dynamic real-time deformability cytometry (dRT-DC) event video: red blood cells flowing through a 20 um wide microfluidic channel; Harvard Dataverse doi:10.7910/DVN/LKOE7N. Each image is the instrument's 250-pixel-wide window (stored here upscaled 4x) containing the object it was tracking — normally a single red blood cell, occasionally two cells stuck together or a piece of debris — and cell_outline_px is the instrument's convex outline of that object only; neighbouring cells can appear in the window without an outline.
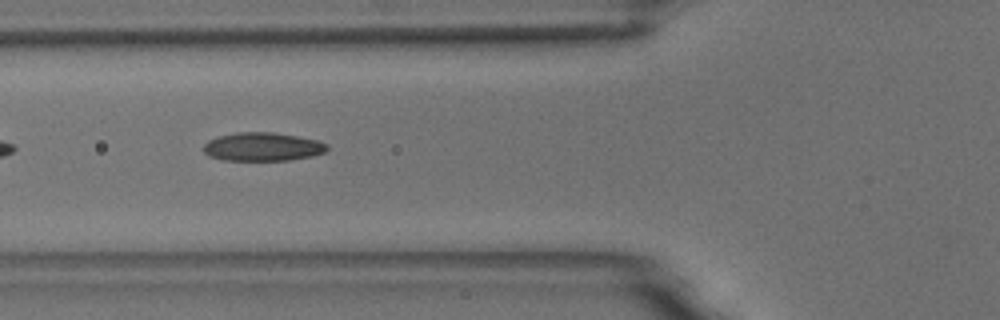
{"species": "common noctule bat (a hibernating species)", "species_latin": "Nyctalus noctula", "temperature_condition": "room temperature", "stored_images_in_passage": 12, "camera_frame_rate_fps": 3000, "um_per_image_px": 0.085, "animal": {"sex": "male", "body_mass_g": 18.8}, "frame": {"image": 1, "passage_image": 3, "time_ms": 2.333, "image_size_px": [1000, 320], "cell_outline_px": [[328, 148], [324, 152], [312, 156], [288, 160], [224, 160], [208, 156], [204, 152], [204, 144], [208, 140], [220, 136], [236, 132], [272, 132], [320, 140], [328, 144]], "centroid_in_image_um": [22.33, 12.47], "position_along_channel_um": 103.5, "area_um2": 20.52}}
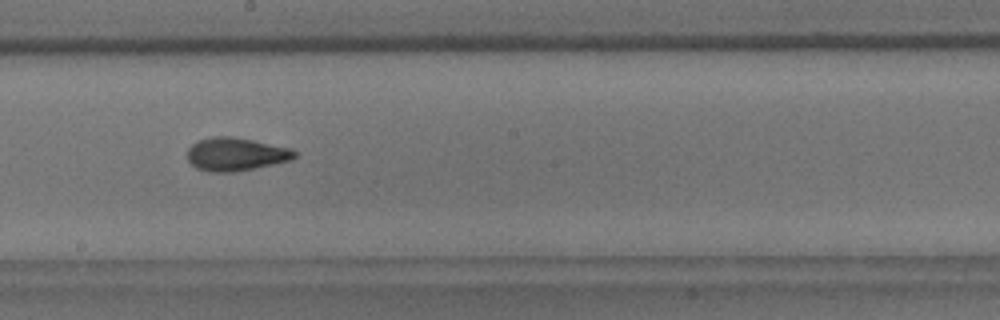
{"frame": {"image": 2, "passage_image": 6, "time_ms": 5.667, "image_size_px": [1000, 320], "cell_outline_px": [[296, 156], [292, 160], [256, 168], [236, 172], [208, 172], [196, 168], [188, 160], [188, 148], [192, 144], [200, 140], [212, 136], [232, 136], [292, 148], [296, 152]], "centroid_in_image_um": [20.05, 13.11], "position_along_channel_um": 228.1, "area_um2": 20.87}}
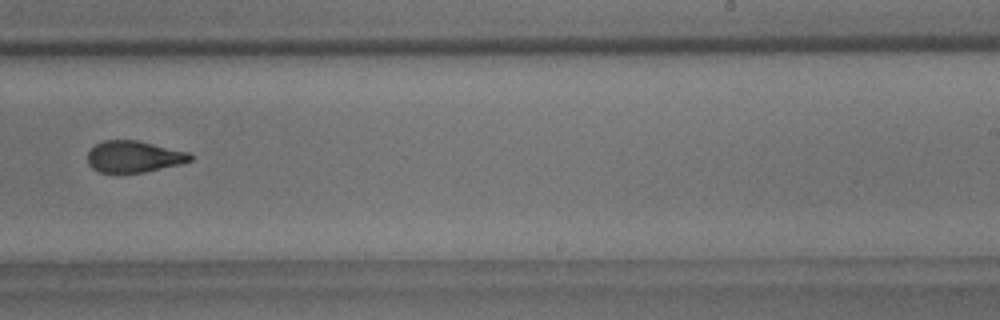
{"frame": {"image": 3, "passage_image": 7, "time_ms": 7.0, "image_size_px": [1000, 320], "cell_outline_px": [[192, 160], [180, 164], [144, 172], [100, 172], [92, 168], [88, 164], [88, 152], [96, 144], [104, 140], [140, 140], [188, 152], [192, 156]], "centroid_in_image_um": [11.38, 13.3], "position_along_channel_um": 277.6, "area_um2": 18.79}, "authors_computed_cell_mechanics": {"area_um2": 20.23, "velocity_mm_per_s": 3.7189, "shape_relaxation_time_tau1_ms": 3.9413, "shape_relaxation_time_tau2_ms": null, "deformation_change_tau1": 0.1326, "deformation_change_tau2": null}}